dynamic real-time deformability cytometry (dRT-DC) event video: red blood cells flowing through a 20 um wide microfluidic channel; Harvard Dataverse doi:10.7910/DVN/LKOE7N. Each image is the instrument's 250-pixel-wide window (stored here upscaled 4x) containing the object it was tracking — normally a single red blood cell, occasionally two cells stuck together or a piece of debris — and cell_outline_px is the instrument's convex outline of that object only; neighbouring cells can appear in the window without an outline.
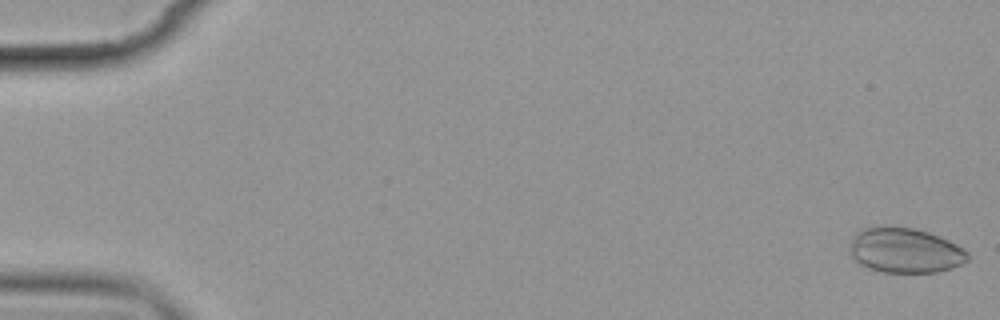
{"species": "common noctule bat (a hibernating species)", "species_latin": "Nyctalus noctula", "temperature_condition": "cold", "stored_images_in_passage": 5, "camera_frame_rate_fps": 3000, "um_per_image_px": 0.085, "animal": {"sex": "female", "body_mass_g": 19.9}, "frame": {"image": 1, "passage_image": 1, "time_ms": 0.0, "image_size_px": [1000, 320], "cell_outline_px": [[968, 260], [952, 268], [936, 272], [884, 272], [868, 268], [860, 264], [852, 256], [852, 236], [856, 232], [864, 228], [912, 228], [928, 232], [948, 240], [964, 248], [968, 252]], "centroid_in_image_um": [76.97, 21.31], "position_along_channel_um": 8.0, "area_um2": 30.29}}